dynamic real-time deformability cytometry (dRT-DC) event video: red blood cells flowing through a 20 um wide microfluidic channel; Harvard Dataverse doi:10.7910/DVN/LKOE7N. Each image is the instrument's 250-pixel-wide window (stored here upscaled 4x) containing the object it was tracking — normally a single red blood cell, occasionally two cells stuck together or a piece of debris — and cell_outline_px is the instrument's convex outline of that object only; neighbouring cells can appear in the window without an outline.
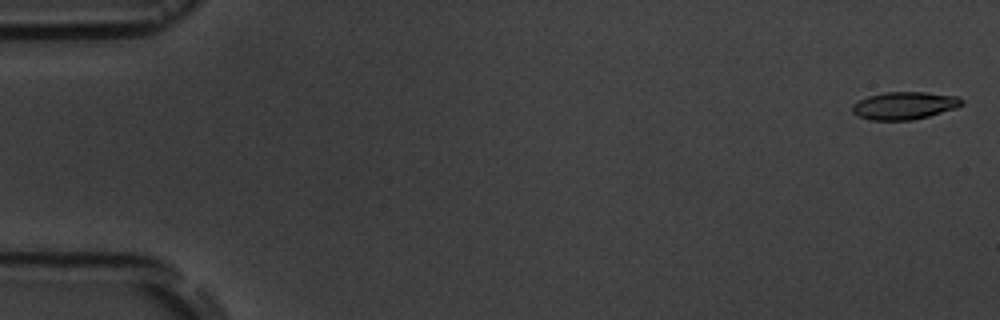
{"species": "common noctule bat (a hibernating species)", "species_latin": "Nyctalus noctula", "temperature_condition": "room temperature", "stored_images_in_passage": 6, "camera_frame_rate_fps": 3000, "um_per_image_px": 0.085, "animal": {"sex": "male", "body_mass_g": 19.5, "forearm_length_mm": 54.6}, "frame": {"image": 1, "passage_image": 1, "time_ms": 0.0, "image_size_px": [1000, 320], "cell_outline_px": [[964, 104], [956, 108], [928, 116], [912, 120], [872, 120], [860, 116], [852, 112], [852, 104], [868, 96], [884, 92], [924, 92], [956, 96], [964, 100]], "centroid_in_image_um": [76.89, 8.97], "position_along_channel_um": 8.1, "area_um2": 17.51}}
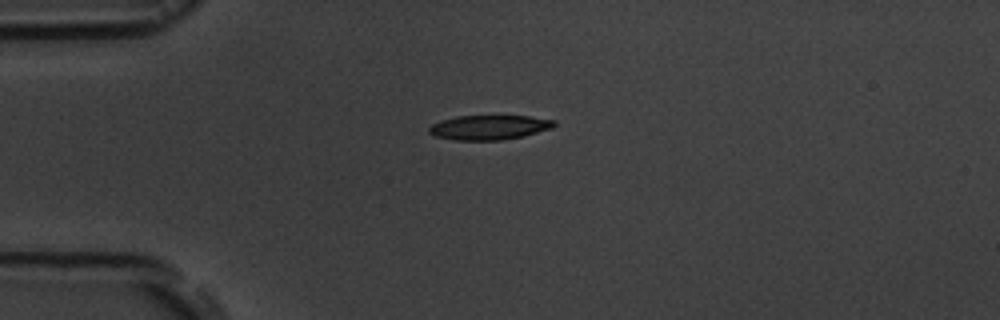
{"frame": {"image": 2, "passage_image": 4, "time_ms": 4.333, "image_size_px": [1000, 320], "cell_outline_px": [[556, 124], [552, 128], [524, 136], [500, 140], [456, 140], [436, 136], [428, 132], [428, 128], [432, 124], [440, 120], [456, 116], [528, 116], [556, 120]], "centroid_in_image_um": [41.58, 10.82], "position_along_channel_um": 43.4, "area_um2": 17.92}}
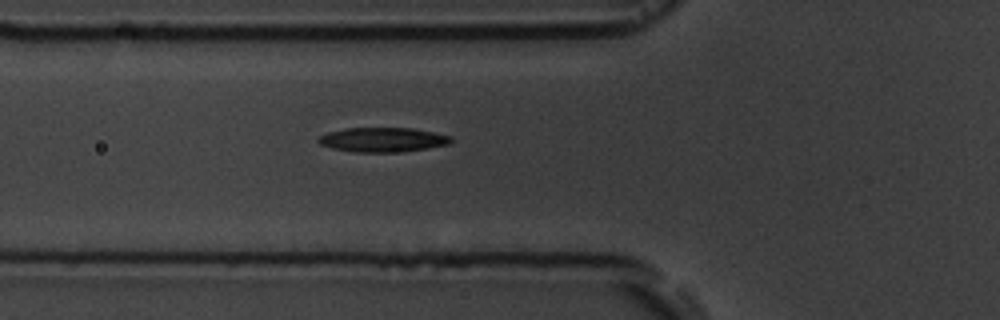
{"frame": {"image": 3, "passage_image": 6, "time_ms": 6.333, "image_size_px": [1000, 320], "cell_outline_px": [[452, 140], [448, 144], [428, 148], [404, 152], [356, 152], [332, 148], [320, 144], [316, 140], [320, 136], [328, 132], [348, 128], [412, 128], [452, 136]], "centroid_in_image_um": [32.53, 11.88], "position_along_channel_um": 93.3, "area_um2": 18.84}}